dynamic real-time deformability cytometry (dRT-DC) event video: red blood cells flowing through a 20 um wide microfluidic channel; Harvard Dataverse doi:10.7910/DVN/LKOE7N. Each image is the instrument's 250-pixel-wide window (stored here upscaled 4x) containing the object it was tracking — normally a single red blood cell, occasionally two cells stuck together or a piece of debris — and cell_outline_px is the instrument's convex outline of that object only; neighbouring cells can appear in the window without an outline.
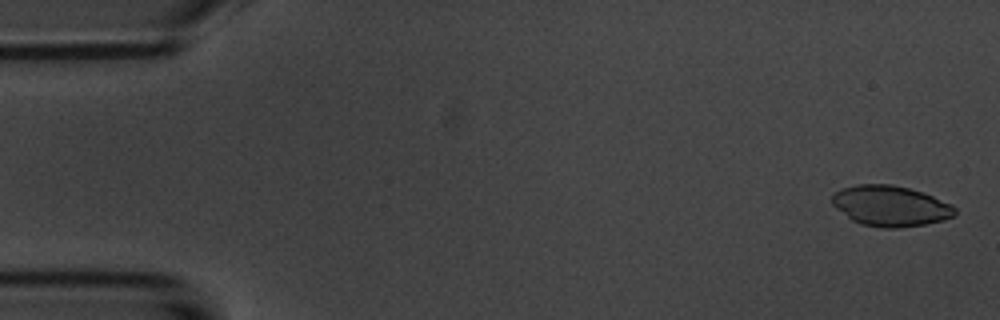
{"species": "common noctule bat (a hibernating species)", "species_latin": "Nyctalus noctula", "temperature_condition": "room temperature", "stored_images_in_passage": 5, "camera_frame_rate_fps": 3000, "um_per_image_px": 0.085, "animal": {"sex": "male", "body_mass_g": 20.1, "forearm_length_mm": 53.5}, "frame": {"image": 1, "passage_image": 1, "time_ms": 0.0, "image_size_px": [1000, 320], "cell_outline_px": [[956, 216], [944, 220], [924, 224], [900, 228], [880, 228], [860, 224], [852, 220], [836, 208], [832, 204], [832, 192], [840, 188], [856, 184], [892, 184], [908, 188], [932, 196], [952, 204], [956, 208]], "centroid_in_image_um": [75.67, 17.5], "position_along_channel_um": 9.3, "area_um2": 29.3}}